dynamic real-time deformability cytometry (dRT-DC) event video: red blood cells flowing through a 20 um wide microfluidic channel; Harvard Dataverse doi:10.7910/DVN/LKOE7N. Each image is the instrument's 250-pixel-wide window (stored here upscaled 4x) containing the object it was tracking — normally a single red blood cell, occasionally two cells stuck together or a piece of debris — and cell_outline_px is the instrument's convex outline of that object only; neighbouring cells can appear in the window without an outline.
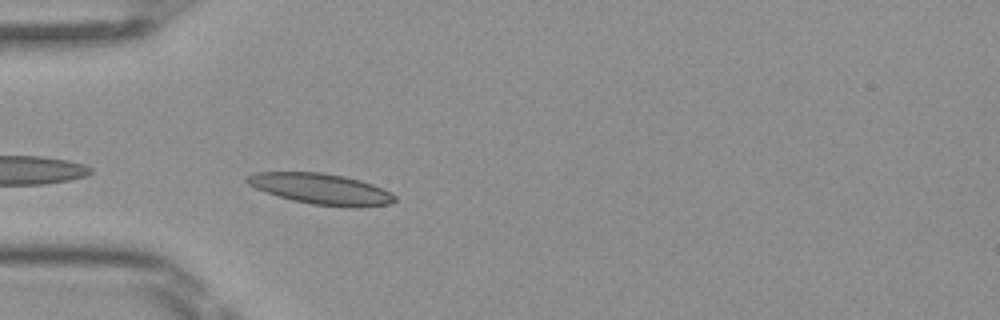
{"species": "Egyptian fruit bat (a non-hibernating species)", "species_latin": "Rousettus aegyptiacus", "temperature_condition": "room temperature", "stored_images_in_passage": 27, "camera_frame_rate_fps": 3000, "um_per_image_px": 0.085, "frame": {"image": 1, "passage_image": 2, "time_ms": 0.333, "image_size_px": [1000, 320], "cell_outline_px": [[396, 200], [392, 204], [312, 204], [292, 200], [256, 188], [248, 184], [244, 180], [244, 176], [256, 172], [320, 172], [344, 176], [360, 180], [372, 184], [392, 192], [396, 196]], "centroid_in_image_um": [27.2, 16.0], "position_along_channel_um": 57.8, "area_um2": 25.49}}
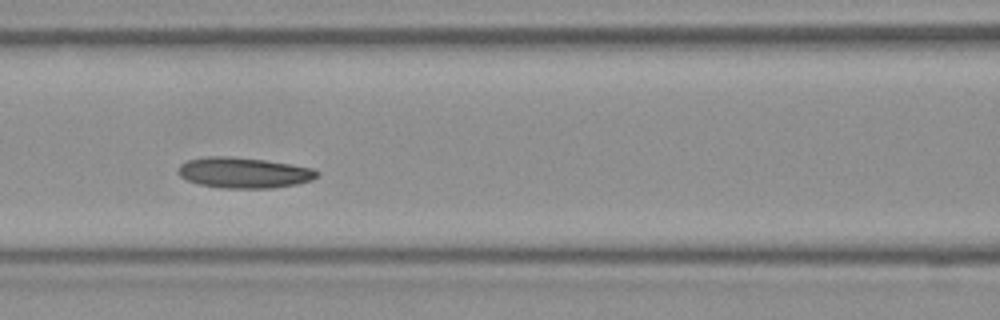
{"frame": {"image": 2, "passage_image": 9, "time_ms": 2.667, "image_size_px": [1000, 320], "cell_outline_px": [[320, 172], [312, 180], [296, 184], [272, 188], [220, 188], [200, 184], [188, 180], [180, 176], [176, 172], [176, 168], [180, 164], [188, 160], [208, 156], [228, 156], [264, 160], [292, 164], [312, 168]], "centroid_in_image_um": [20.7, 14.68], "position_along_channel_um": 145.9, "area_um2": 24.85}}
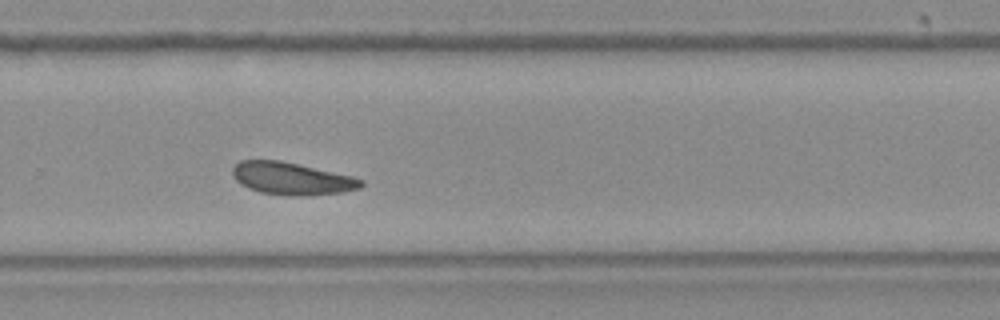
{"frame": {"image": 3, "passage_image": 21, "time_ms": 6.667, "image_size_px": [1000, 320], "cell_outline_px": [[364, 184], [360, 188], [344, 192], [304, 196], [288, 196], [260, 192], [248, 188], [240, 184], [232, 176], [232, 168], [240, 160], [280, 160], [352, 176], [364, 180]], "centroid_in_image_um": [24.79, 15.18], "position_along_channel_um": 305.0, "area_um2": 24.39}, "authors_computed_cell_mechanics": {"area_um2": 24.3916, "velocity_mm_per_s": 3.9841, "shape_relaxation_time_tau1_ms": 9.5888, "shape_relaxation_time_tau2_ms": 3.8909, "deformation_change_tau1": 0.1002, "deformation_change_tau2": 0.0916}}